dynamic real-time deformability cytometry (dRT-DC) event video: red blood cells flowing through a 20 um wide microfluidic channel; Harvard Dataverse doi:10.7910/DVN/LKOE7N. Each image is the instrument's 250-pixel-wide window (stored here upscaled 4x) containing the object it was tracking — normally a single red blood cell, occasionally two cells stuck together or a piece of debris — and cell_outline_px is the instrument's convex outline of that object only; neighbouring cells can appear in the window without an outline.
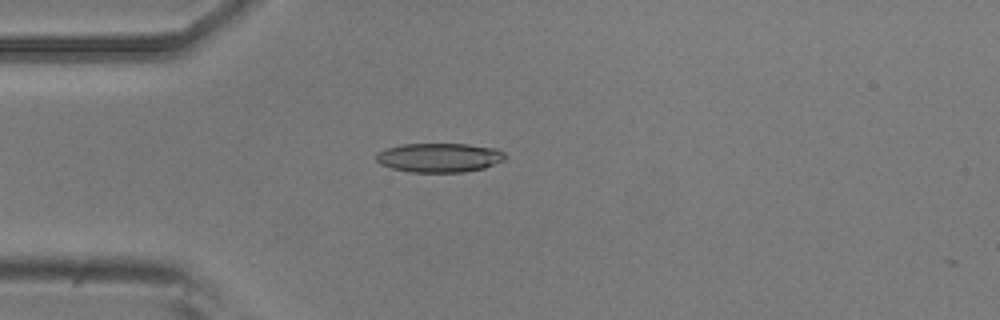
{"species": "common noctule bat (a hibernating species)", "species_latin": "Nyctalus noctula", "temperature_condition": "room temperature", "stored_images_in_passage": 9, "camera_frame_rate_fps": 3000, "um_per_image_px": 0.085, "animal": {"sex": "male", "body_mass_g": 20.5, "forearm_length_mm": 52.5}, "frame": {"image": 1, "passage_image": 4, "time_ms": 4.333, "image_size_px": [1000, 320], "cell_outline_px": [[508, 156], [504, 160], [484, 168], [464, 172], [408, 172], [392, 168], [380, 164], [376, 160], [376, 152], [400, 144], [468, 144], [496, 148], [504, 152]], "centroid_in_image_um": [37.35, 13.39], "position_along_channel_um": 47.6, "area_um2": 22.08}}
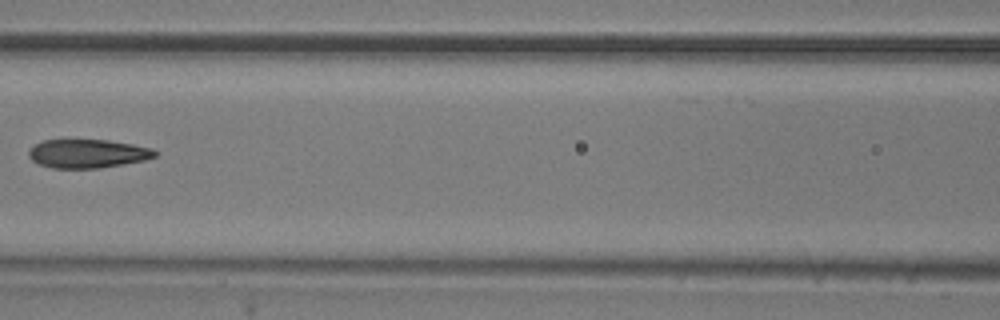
{"frame": {"image": 2, "passage_image": 7, "time_ms": 7.667, "image_size_px": [1000, 320], "cell_outline_px": [[156, 156], [144, 160], [100, 168], [52, 168], [40, 164], [32, 160], [28, 156], [28, 152], [40, 140], [108, 140], [132, 144], [152, 148], [156, 152]], "centroid_in_image_um": [7.44, 13.05], "position_along_channel_um": 159.2, "area_um2": 20.92}}
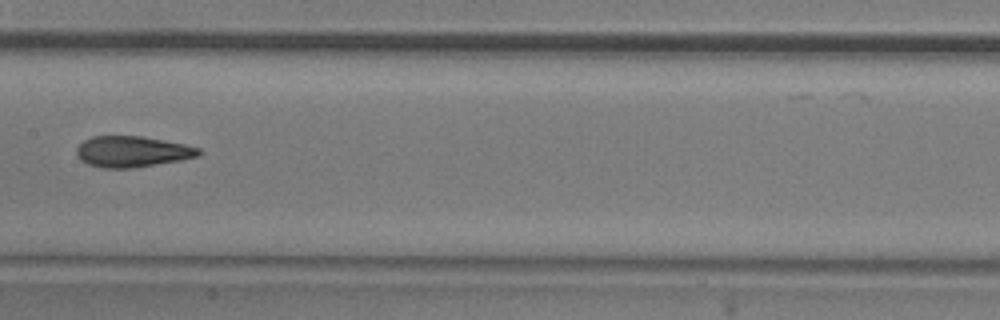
{"frame": {"image": 3, "passage_image": 8, "time_ms": 8.667, "image_size_px": [1000, 320], "cell_outline_px": [[200, 156], [180, 160], [132, 168], [100, 168], [88, 164], [80, 160], [76, 152], [76, 148], [84, 140], [92, 136], [144, 136], [184, 144], [200, 148]], "centroid_in_image_um": [11.22, 12.88], "position_along_channel_um": 196.2, "area_um2": 22.08}}